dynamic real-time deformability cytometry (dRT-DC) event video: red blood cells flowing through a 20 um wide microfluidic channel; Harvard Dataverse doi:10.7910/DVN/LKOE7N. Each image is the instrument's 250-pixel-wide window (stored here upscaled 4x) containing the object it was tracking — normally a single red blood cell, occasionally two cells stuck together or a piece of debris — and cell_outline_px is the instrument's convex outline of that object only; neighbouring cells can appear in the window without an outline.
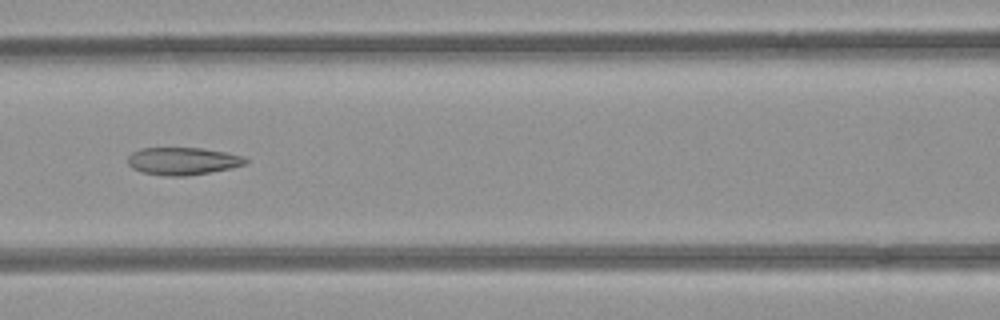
{"species": "common noctule bat (a hibernating species)", "species_latin": "Nyctalus noctula", "temperature_condition": "room temperature", "stored_images_in_passage": 13, "camera_frame_rate_fps": 3000, "um_per_image_px": 0.085, "animal": {"sex": "female", "body_mass_g": 21.9}, "frame": {"image": 1, "passage_image": 8, "time_ms": 2.333, "image_size_px": [1000, 320], "cell_outline_px": [[248, 160], [244, 164], [232, 168], [184, 176], [164, 176], [144, 172], [132, 168], [128, 164], [128, 156], [132, 152], [140, 148], [200, 148], [224, 152], [244, 156]], "centroid_in_image_um": [15.51, 13.69], "position_along_channel_um": 151.1, "area_um2": 18.73}}
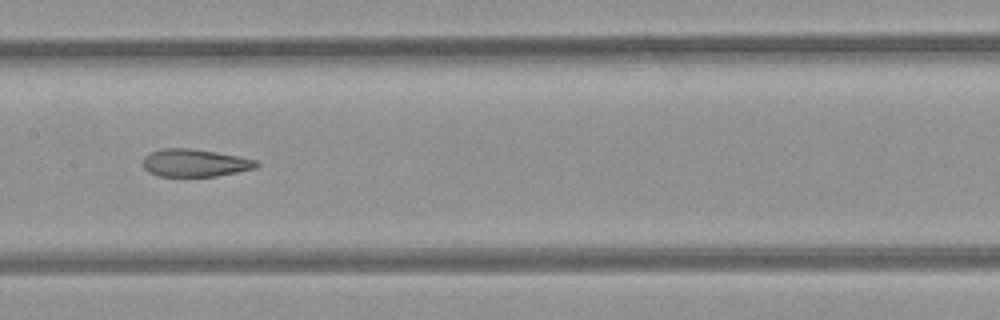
{"frame": {"image": 2, "passage_image": 11, "time_ms": 3.333, "image_size_px": [1000, 320], "cell_outline_px": [[260, 164], [256, 168], [216, 176], [160, 176], [148, 172], [144, 168], [144, 156], [152, 152], [164, 148], [188, 148], [216, 152], [256, 160]], "centroid_in_image_um": [16.56, 13.85], "position_along_channel_um": 190.8, "area_um2": 18.03}}